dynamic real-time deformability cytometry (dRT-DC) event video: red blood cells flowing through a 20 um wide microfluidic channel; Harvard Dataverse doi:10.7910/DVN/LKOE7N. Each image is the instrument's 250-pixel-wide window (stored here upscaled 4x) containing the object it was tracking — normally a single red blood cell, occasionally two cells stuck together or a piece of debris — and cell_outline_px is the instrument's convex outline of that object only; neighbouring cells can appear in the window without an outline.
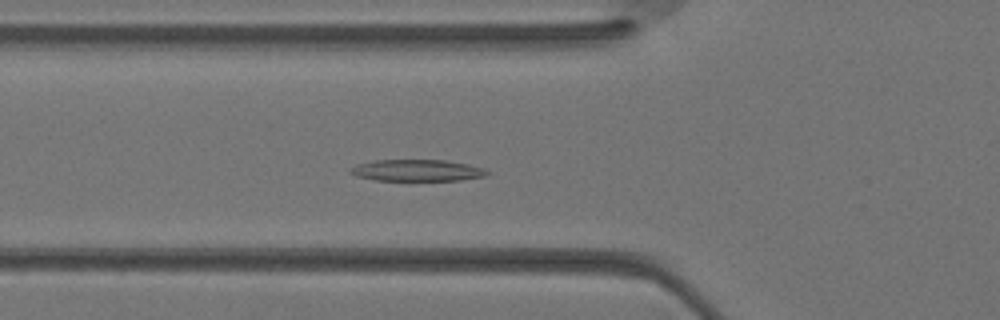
{"species": "Egyptian fruit bat (a non-hibernating species)", "species_latin": "Rousettus aegyptiacus", "temperature_condition": "warm", "stored_images_in_passage": 29, "camera_frame_rate_fps": 3000, "um_per_image_px": 0.085, "animal": {"sex": "female"}, "frame": {"image": 1, "passage_image": 7, "time_ms": 2.0, "image_size_px": [1000, 320], "cell_outline_px": [[492, 172], [484, 176], [460, 180], [376, 180], [356, 176], [348, 172], [356, 164], [376, 160], [444, 160], [468, 164], [488, 168]], "centroid_in_image_um": [35.5, 14.48], "position_along_channel_um": 90.3, "area_um2": 17.22}}
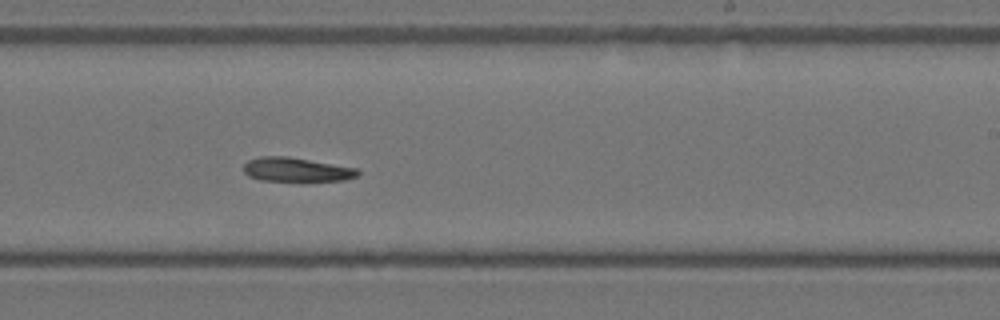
{"frame": {"image": 2, "passage_image": 16, "time_ms": 5.0, "image_size_px": [1000, 320], "cell_outline_px": [[360, 172], [356, 176], [344, 180], [260, 180], [248, 176], [244, 172], [244, 164], [248, 160], [260, 156], [288, 156], [356, 168]], "centroid_in_image_um": [25.15, 14.4], "position_along_channel_um": 263.9, "area_um2": 15.72}}
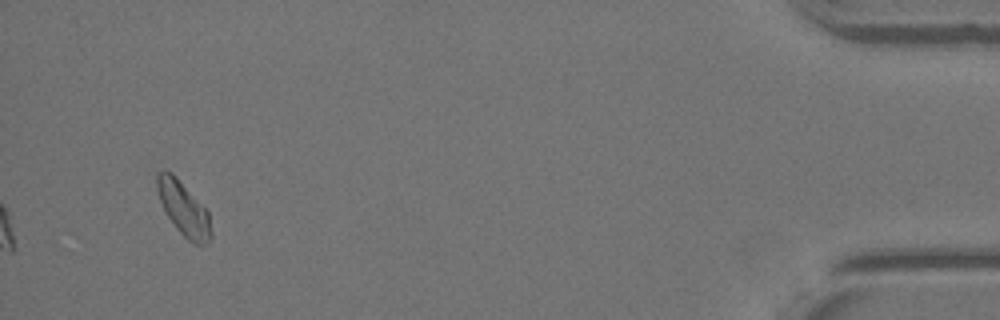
{"frame": {"image": 3, "passage_image": 28, "time_ms": 9.0, "image_size_px": [1000, 320], "cell_outline_px": [[212, 236], [208, 244], [192, 244], [176, 228], [168, 216], [156, 192], [156, 176], [164, 168], [172, 172], [176, 176], [208, 212], [212, 232]], "centroid_in_image_um": [15.6, 17.73], "position_along_channel_um": 419.6, "area_um2": 16.88}}